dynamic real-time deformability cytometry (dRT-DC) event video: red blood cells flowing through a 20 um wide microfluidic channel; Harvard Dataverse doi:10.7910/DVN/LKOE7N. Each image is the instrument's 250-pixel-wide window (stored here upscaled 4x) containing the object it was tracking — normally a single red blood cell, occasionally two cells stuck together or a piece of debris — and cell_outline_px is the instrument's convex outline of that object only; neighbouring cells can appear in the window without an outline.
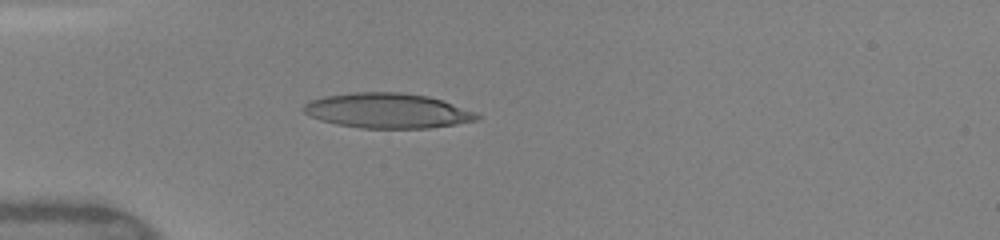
{"species": "human", "species_latin": "Homo sapiens", "temperature_condition": "warm", "stored_images_in_passage": 48, "camera_frame_rate_fps": 3000, "um_per_image_px": 0.085, "donor": {"sex": "female"}, "frame": {"image": 1, "passage_image": 14, "time_ms": 4.333, "image_size_px": [1000, 240], "cell_outline_px": [[480, 120], [456, 124], [428, 128], [360, 128], [336, 124], [320, 120], [304, 112], [304, 104], [308, 100], [324, 96], [356, 92], [400, 92], [428, 96], [476, 112], [480, 116]], "centroid_in_image_um": [32.93, 9.41], "position_along_channel_um": 52.1, "area_um2": 35.26}}
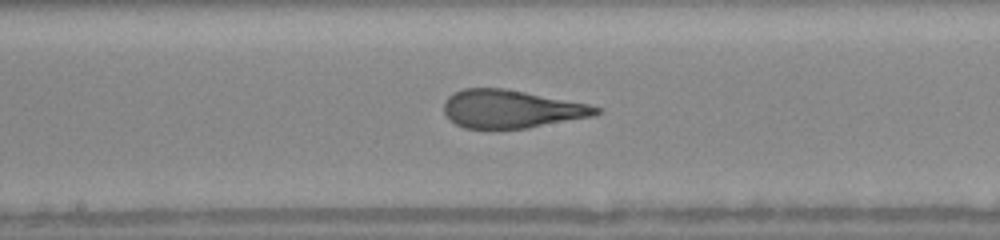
{"frame": {"image": 2, "passage_image": 26, "time_ms": 8.333, "image_size_px": [1000, 240], "cell_outline_px": [[600, 112], [592, 116], [528, 128], [464, 128], [456, 124], [444, 112], [444, 100], [448, 96], [464, 88], [504, 88], [588, 104], [600, 108]], "centroid_in_image_um": [43.43, 9.26], "position_along_channel_um": 204.8, "area_um2": 33.35}}
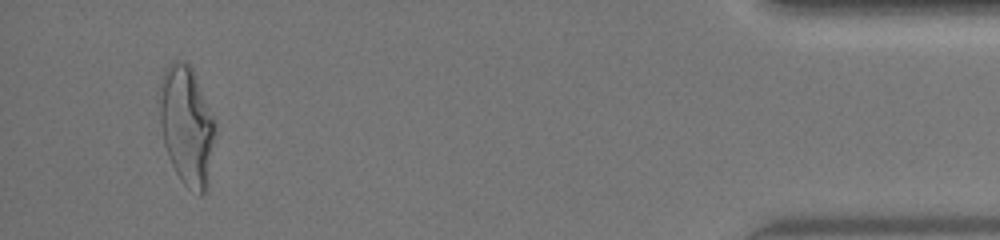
{"frame": {"image": 3, "passage_image": 46, "time_ms": 15.0, "image_size_px": [1000, 240], "cell_outline_px": [[216, 132], [204, 192], [200, 192], [188, 188], [180, 180], [168, 156], [164, 144], [160, 124], [160, 80], [164, 68], [172, 60], [184, 60], [192, 68], [216, 120]], "centroid_in_image_um": [15.86, 10.57], "position_along_channel_um": 419.3, "area_um2": 38.44}, "authors_computed_cell_mechanics": {"area_um2": 34.4777, "velocity_mm_per_s": 4.1694, "shape_relaxation_time_tau1_ms": 4.3589, "shape_relaxation_time_tau2_ms": 0.8728, "deformation_change_tau1": 0.2305, "deformation_change_tau2": 0.1065}}